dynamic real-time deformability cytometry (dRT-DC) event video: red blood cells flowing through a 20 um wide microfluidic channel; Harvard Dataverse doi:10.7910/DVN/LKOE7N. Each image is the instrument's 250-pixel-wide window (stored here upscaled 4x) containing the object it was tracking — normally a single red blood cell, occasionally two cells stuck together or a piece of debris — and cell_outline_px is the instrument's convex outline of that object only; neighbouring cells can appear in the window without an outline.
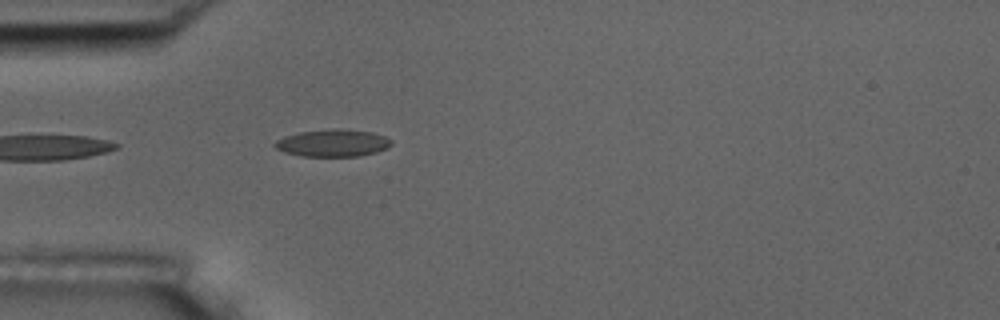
{"species": "common noctule bat (a hibernating species)", "species_latin": "Nyctalus noctula", "temperature_condition": "room temperature", "stored_images_in_passage": 4, "camera_frame_rate_fps": 3000, "um_per_image_px": 0.085, "animal": {"sex": "male", "body_mass_g": 17.5, "forearm_length_mm": 52.3}, "frame": {"image": 1, "passage_image": 4, "time_ms": 3.667, "image_size_px": [1000, 320], "cell_outline_px": [[392, 144], [388, 148], [376, 152], [356, 156], [300, 156], [284, 152], [276, 148], [272, 144], [276, 140], [284, 136], [300, 132], [332, 128], [340, 128], [372, 132], [384, 136], [392, 140]], "centroid_in_image_um": [28.28, 12.15], "position_along_channel_um": 56.7, "area_um2": 18.61}}